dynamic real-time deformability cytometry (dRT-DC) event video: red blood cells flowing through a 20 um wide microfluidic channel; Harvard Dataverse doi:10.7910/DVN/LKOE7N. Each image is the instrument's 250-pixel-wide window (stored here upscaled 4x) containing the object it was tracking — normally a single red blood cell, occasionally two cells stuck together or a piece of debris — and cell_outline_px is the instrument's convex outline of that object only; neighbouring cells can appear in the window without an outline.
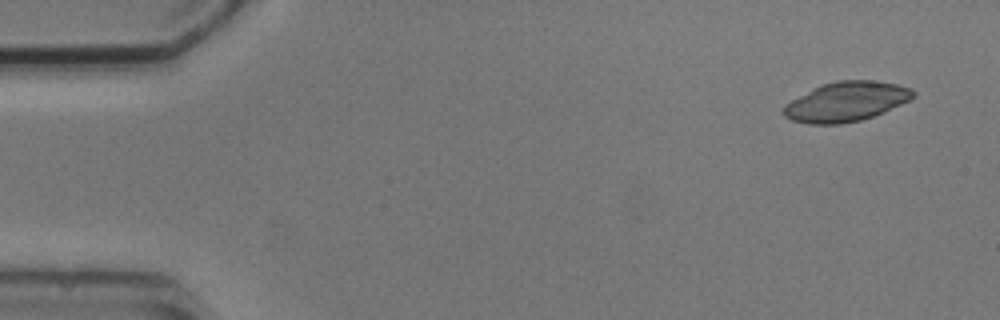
{"species": "common noctule bat (a hibernating species)", "species_latin": "Nyctalus noctula", "temperature_condition": "cold", "stored_images_in_passage": 5, "camera_frame_rate_fps": 3000, "um_per_image_px": 0.085, "animal": {"sex": "male", "body_mass_g": 20.5, "forearm_length_mm": 52.5}, "frame": {"image": 1, "passage_image": 1, "time_ms": 0.0, "image_size_px": [1000, 320], "cell_outline_px": [[916, 96], [884, 112], [860, 120], [840, 124], [808, 124], [792, 120], [784, 116], [784, 108], [792, 100], [824, 84], [836, 80], [872, 80], [896, 84], [912, 88], [916, 92]], "centroid_in_image_um": [71.98, 8.64], "position_along_channel_um": 13.0, "area_um2": 29.42}}